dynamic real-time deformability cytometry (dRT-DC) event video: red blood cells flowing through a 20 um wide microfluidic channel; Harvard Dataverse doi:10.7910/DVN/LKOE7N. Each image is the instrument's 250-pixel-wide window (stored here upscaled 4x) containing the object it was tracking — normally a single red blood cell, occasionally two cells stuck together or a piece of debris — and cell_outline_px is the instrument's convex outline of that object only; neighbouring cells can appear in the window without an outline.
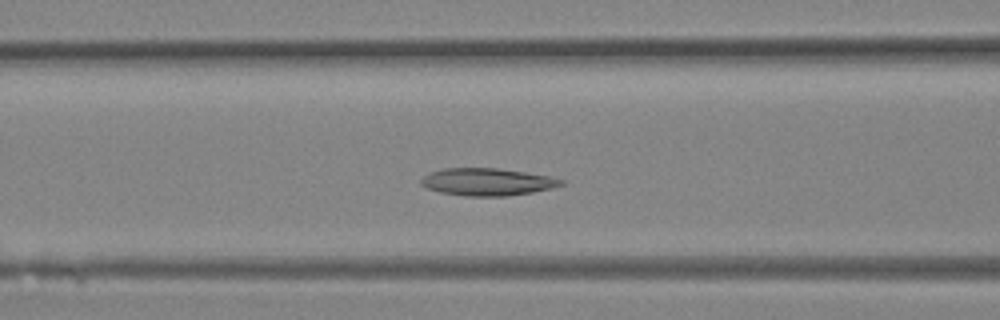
{"species": "Egyptian fruit bat (a non-hibernating species)", "species_latin": "Rousettus aegyptiacus", "temperature_condition": "room temperature", "stored_images_in_passage": 25, "camera_frame_rate_fps": 3000, "um_per_image_px": 0.085, "animal": {"sex": "female"}, "frame": {"image": 1, "passage_image": 4, "time_ms": 1.0, "image_size_px": [1000, 320], "cell_outline_px": [[564, 184], [552, 188], [532, 192], [508, 196], [464, 196], [440, 192], [424, 188], [420, 184], [420, 180], [428, 172], [444, 168], [496, 168], [524, 172], [548, 176], [564, 180]], "centroid_in_image_um": [41.36, 15.46], "position_along_channel_um": 125.2, "area_um2": 22.43}}
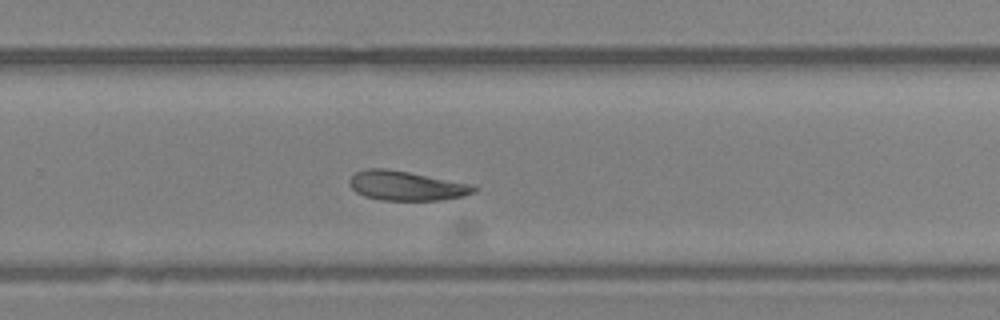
{"frame": {"image": 2, "passage_image": 13, "time_ms": 4.0, "image_size_px": [1000, 320], "cell_outline_px": [[480, 188], [476, 192], [464, 196], [440, 200], [380, 200], [364, 196], [356, 192], [352, 188], [348, 180], [356, 172], [368, 168], [384, 168], [408, 172], [476, 184]], "centroid_in_image_um": [34.61, 15.79], "position_along_channel_um": 295.2, "area_um2": 21.62}}
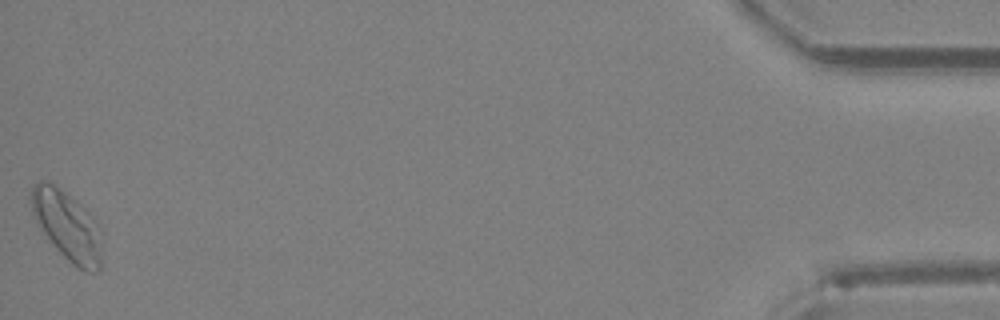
{"frame": {"image": 3, "passage_image": 25, "time_ms": 8.0, "image_size_px": [1000, 320], "cell_outline_px": [[100, 268], [96, 272], [84, 272], [76, 268], [56, 248], [44, 232], [36, 220], [32, 212], [28, 200], [32, 184], [40, 180], [44, 180], [52, 184], [64, 192], [80, 204], [96, 220], [100, 244]], "centroid_in_image_um": [5.67, 19.17], "position_along_channel_um": 429.5, "area_um2": 28.15}}